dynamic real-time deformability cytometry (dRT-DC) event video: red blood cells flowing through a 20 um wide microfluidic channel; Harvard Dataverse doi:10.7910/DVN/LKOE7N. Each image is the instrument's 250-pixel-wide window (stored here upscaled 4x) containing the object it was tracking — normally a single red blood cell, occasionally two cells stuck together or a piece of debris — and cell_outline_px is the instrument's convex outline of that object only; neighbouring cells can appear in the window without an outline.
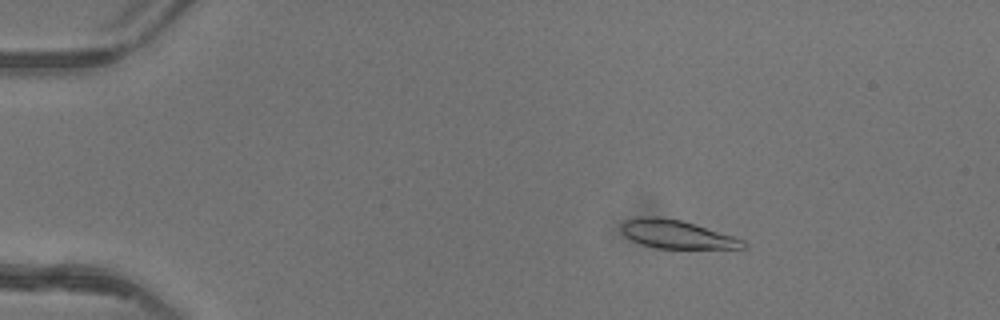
{"species": "common noctule bat (a hibernating species)", "species_latin": "Nyctalus noctula", "temperature_condition": "warm", "stored_images_in_passage": 50, "camera_frame_rate_fps": 3000, "um_per_image_px": 0.085, "animal": {"sex": "female"}, "frame": {"image": 1, "passage_image": 8, "time_ms": 2.333, "image_size_px": [1000, 320], "cell_outline_px": [[748, 244], [744, 248], [656, 248], [632, 240], [620, 228], [620, 224], [624, 220], [636, 216], [656, 216], [680, 220], [732, 236], [744, 240]], "centroid_in_image_um": [57.49, 19.9], "position_along_channel_um": 27.5, "area_um2": 19.77}}
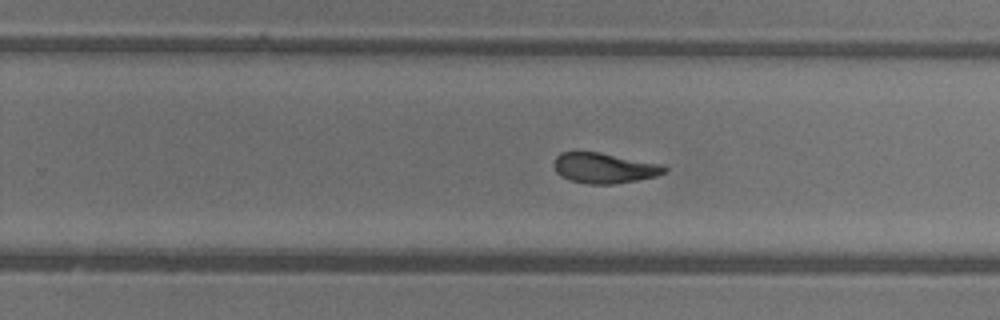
{"frame": {"image": 2, "passage_image": 32, "time_ms": 10.333, "image_size_px": [1000, 320], "cell_outline_px": [[668, 168], [664, 172], [656, 176], [636, 180], [612, 184], [588, 184], [568, 180], [560, 176], [556, 172], [552, 164], [556, 156], [560, 152], [600, 152], [660, 164]], "centroid_in_image_um": [51.29, 14.28], "position_along_channel_um": 278.5, "area_um2": 19.54}}
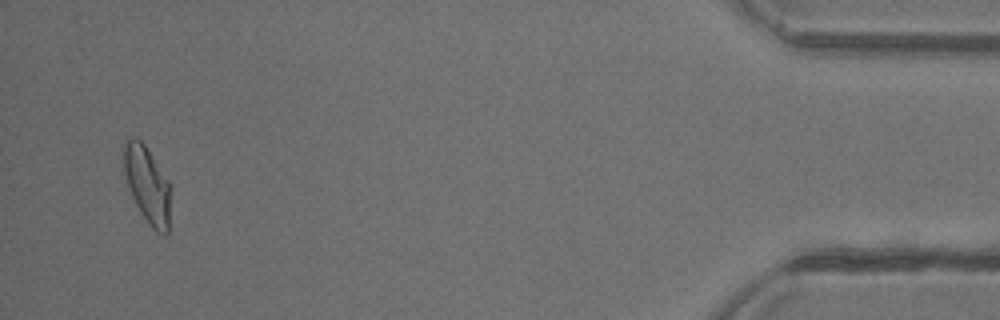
{"frame": {"image": 3, "passage_image": 48, "time_ms": 15.667, "image_size_px": [1000, 320], "cell_outline_px": [[172, 184], [168, 232], [164, 236], [156, 232], [148, 224], [140, 212], [132, 196], [124, 172], [120, 144], [124, 140], [132, 136], [140, 140], [144, 144]], "centroid_in_image_um": [12.52, 15.66], "position_along_channel_um": 422.7, "area_um2": 21.73}, "authors_computed_cell_mechanics": {"area_um2": 20.4034, "velocity_mm_per_s": 4.1626, "shape_relaxation_time_tau1_ms": 4.844, "shape_relaxation_time_tau2_ms": 1.5977, "deformation_change_tau1": 0.1764, "deformation_change_tau2": 0.0813}}